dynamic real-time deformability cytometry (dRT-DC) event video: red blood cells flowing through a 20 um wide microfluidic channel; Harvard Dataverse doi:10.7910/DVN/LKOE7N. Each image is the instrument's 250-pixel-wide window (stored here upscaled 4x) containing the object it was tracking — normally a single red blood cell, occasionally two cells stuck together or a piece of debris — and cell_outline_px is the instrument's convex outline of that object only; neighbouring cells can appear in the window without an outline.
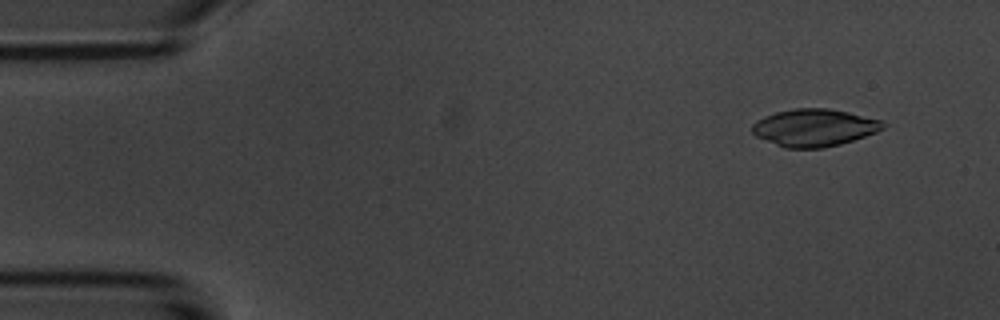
{"species": "common noctule bat (a hibernating species)", "species_latin": "Nyctalus noctula", "temperature_condition": "room temperature", "stored_images_in_passage": 5, "segment_of_instrument_passage": [1, 2], "camera_frame_rate_fps": 3000, "um_per_image_px": 0.085, "animal": {"sex": "male", "body_mass_g": 20.1, "forearm_length_mm": 53.5}, "frame": {"image": 1, "passage_image": 1, "time_ms": 0.0, "image_size_px": [1000, 320], "cell_outline_px": [[888, 124], [884, 128], [876, 132], [840, 144], [824, 148], [784, 148], [756, 136], [752, 132], [752, 124], [756, 120], [764, 116], [776, 112], [792, 108], [828, 108], [848, 112], [880, 120]], "centroid_in_image_um": [69.19, 10.85], "position_along_channel_um": 15.8, "area_um2": 28.5}}